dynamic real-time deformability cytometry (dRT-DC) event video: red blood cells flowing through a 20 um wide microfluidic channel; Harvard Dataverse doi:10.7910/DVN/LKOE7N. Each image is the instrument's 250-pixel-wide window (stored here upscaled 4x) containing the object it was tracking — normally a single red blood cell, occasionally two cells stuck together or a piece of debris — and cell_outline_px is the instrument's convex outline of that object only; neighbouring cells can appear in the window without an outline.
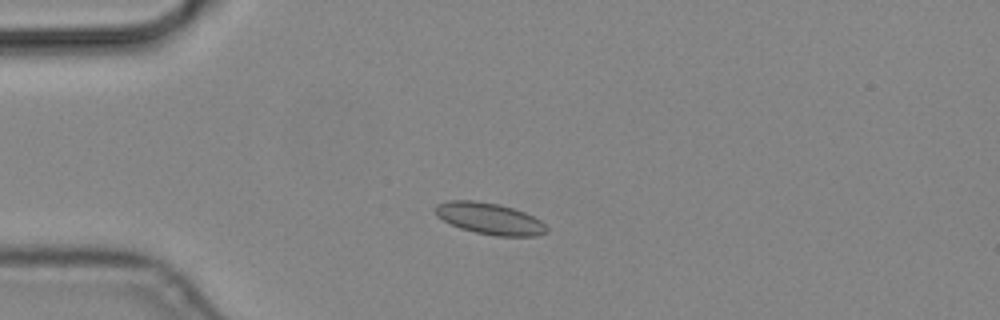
{"species": "common noctule bat (a hibernating species)", "species_latin": "Nyctalus noctula", "temperature_condition": "cold", "stored_images_in_passage": 4, "camera_frame_rate_fps": 3000, "um_per_image_px": 0.085, "animal": {"sex": "male", "body_mass_g": 19.2, "forearm_length_mm": 51.8}, "frame": {"image": 1, "passage_image": 4, "time_ms": 1.0, "image_size_px": [1000, 320], "cell_outline_px": [[548, 232], [536, 236], [496, 236], [476, 232], [460, 228], [436, 216], [432, 208], [436, 204], [448, 200], [476, 200], [500, 204], [524, 212], [540, 220], [548, 228]], "centroid_in_image_um": [41.58, 18.57], "position_along_channel_um": 43.4, "area_um2": 20.58}}